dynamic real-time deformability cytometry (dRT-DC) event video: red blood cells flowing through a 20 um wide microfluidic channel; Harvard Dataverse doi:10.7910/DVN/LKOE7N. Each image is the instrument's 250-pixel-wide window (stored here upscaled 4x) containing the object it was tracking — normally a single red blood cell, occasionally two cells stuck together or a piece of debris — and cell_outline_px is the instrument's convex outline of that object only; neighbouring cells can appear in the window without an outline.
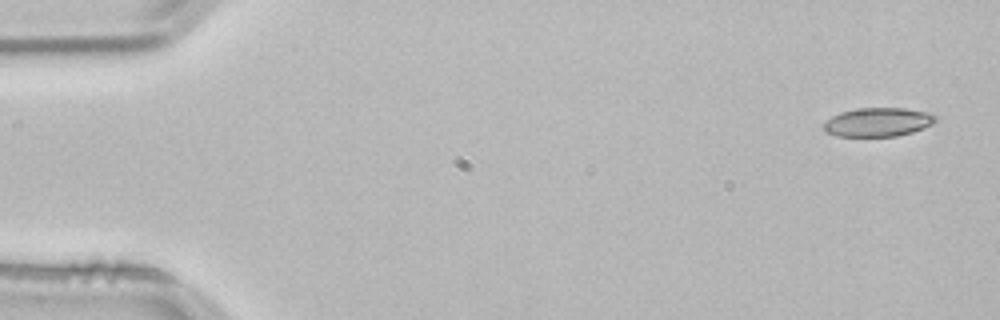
{"species": "common noctule bat (a hibernating species)", "species_latin": "Nyctalus noctula", "temperature_condition": "room temperature", "stored_images_in_passage": 4, "camera_frame_rate_fps": 3000, "um_per_image_px": 0.085, "animal": {"sex": "male", "body_mass_g": 21.5, "forearm_length_mm": 52.0}, "frame": {"image": 1, "passage_image": 1, "time_ms": 0.0, "image_size_px": [1000, 320], "cell_outline_px": [[936, 120], [932, 124], [924, 128], [912, 132], [896, 136], [836, 136], [828, 132], [824, 128], [824, 124], [832, 116], [840, 112], [860, 108], [904, 108], [924, 112], [936, 116]], "centroid_in_image_um": [74.63, 10.38], "position_along_channel_um": 10.4, "area_um2": 18.5}}